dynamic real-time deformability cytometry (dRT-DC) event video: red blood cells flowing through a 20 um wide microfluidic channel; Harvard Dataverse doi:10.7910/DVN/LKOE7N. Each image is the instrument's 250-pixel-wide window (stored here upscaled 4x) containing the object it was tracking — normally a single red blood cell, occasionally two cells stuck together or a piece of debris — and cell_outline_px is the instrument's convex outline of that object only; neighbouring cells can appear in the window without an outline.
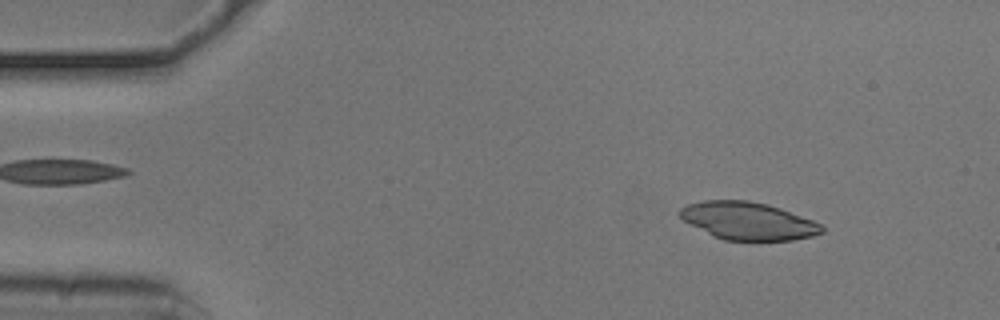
{"species": "common noctule bat (a hibernating species)", "species_latin": "Nyctalus noctula", "temperature_condition": "cold", "stored_images_in_passage": 53, "camera_frame_rate_fps": 3000, "um_per_image_px": 0.085, "animal": {"sex": "male", "body_mass_g": 20.5, "forearm_length_mm": 52.5}, "frame": {"image": 1, "passage_image": 6, "time_ms": 1.667, "image_size_px": [1000, 320], "cell_outline_px": [[824, 232], [812, 236], [792, 240], [724, 240], [684, 220], [680, 216], [680, 208], [688, 204], [704, 200], [748, 200], [768, 204], [780, 208], [824, 224]], "centroid_in_image_um": [63.65, 18.77], "position_along_channel_um": 21.3, "area_um2": 30.81}}